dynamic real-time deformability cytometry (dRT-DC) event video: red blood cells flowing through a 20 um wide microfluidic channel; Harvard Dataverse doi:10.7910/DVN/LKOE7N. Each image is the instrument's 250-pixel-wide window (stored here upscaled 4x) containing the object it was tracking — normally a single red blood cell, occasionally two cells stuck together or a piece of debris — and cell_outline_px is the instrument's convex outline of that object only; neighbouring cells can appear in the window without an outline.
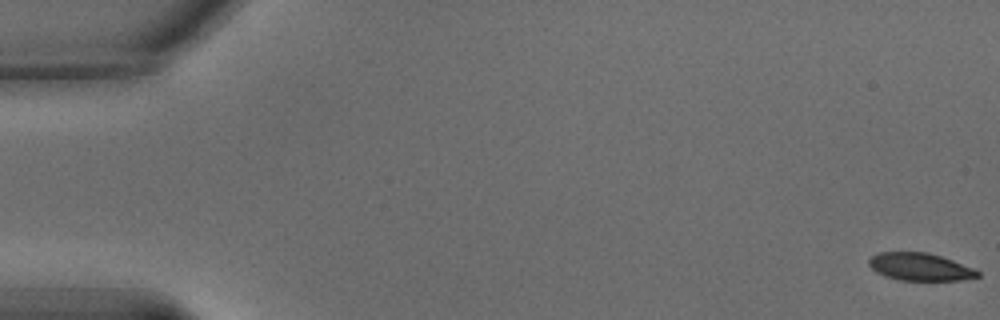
{"species": "common noctule bat (a hibernating species)", "species_latin": "Nyctalus noctula", "temperature_condition": "warm", "stored_images_in_passage": 60, "camera_frame_rate_fps": 3000, "um_per_image_px": 0.085, "animal": {"sex": "male", "body_mass_g": 15.6}, "frame": {"image": 1, "passage_image": 1, "time_ms": 0.0, "image_size_px": [1000, 320], "cell_outline_px": [[980, 276], [960, 280], [900, 280], [884, 276], [876, 272], [868, 264], [868, 260], [872, 256], [880, 252], [928, 252], [952, 260], [972, 268], [980, 272]], "centroid_in_image_um": [78.17, 22.68], "position_along_channel_um": 6.8, "area_um2": 17.34}}
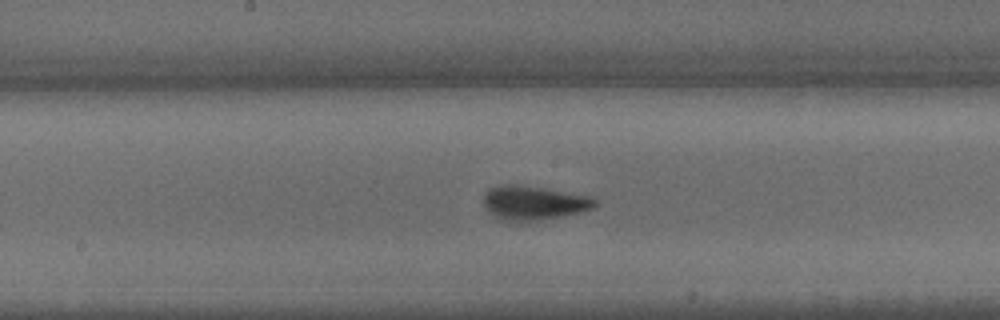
{"frame": {"image": 2, "passage_image": 32, "time_ms": 10.333, "image_size_px": [1000, 320], "cell_outline_px": [[596, 204], [592, 208], [580, 212], [564, 216], [536, 220], [508, 220], [496, 216], [488, 212], [484, 204], [484, 192], [488, 188], [500, 184], [512, 184], [540, 188], [592, 196], [596, 200]], "centroid_in_image_um": [45.35, 17.22], "position_along_channel_um": 202.8, "area_um2": 21.73}}
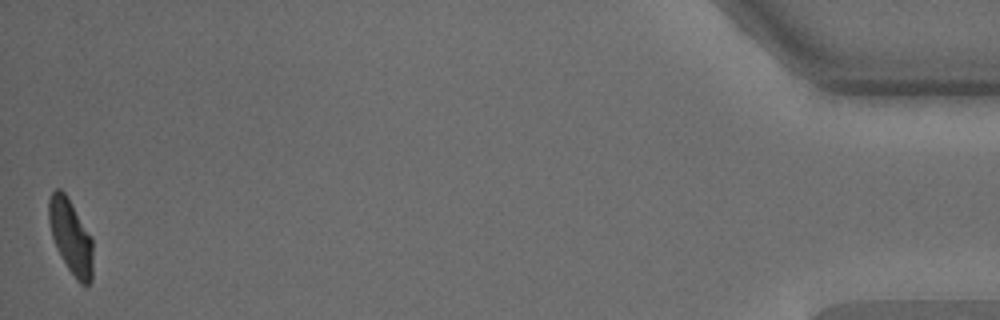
{"frame": {"image": 3, "passage_image": 60, "time_ms": 19.667, "image_size_px": [1000, 320], "cell_outline_px": [[92, 280], [88, 284], [80, 284], [76, 280], [68, 268], [52, 236], [48, 220], [48, 200], [52, 192], [56, 188], [60, 188], [64, 192], [92, 236]], "centroid_in_image_um": [6.02, 20.1], "position_along_channel_um": 429.2, "area_um2": 18.9}, "authors_computed_cell_mechanics": {"area_um2": 20.3167, "velocity_mm_per_s": 3.4036, "shape_relaxation_time_tau1_ms": 2.798, "shape_relaxation_time_tau2_ms": 1.269, "deformation_change_tau1": 0.1604, "deformation_change_tau2": 0.0725}}